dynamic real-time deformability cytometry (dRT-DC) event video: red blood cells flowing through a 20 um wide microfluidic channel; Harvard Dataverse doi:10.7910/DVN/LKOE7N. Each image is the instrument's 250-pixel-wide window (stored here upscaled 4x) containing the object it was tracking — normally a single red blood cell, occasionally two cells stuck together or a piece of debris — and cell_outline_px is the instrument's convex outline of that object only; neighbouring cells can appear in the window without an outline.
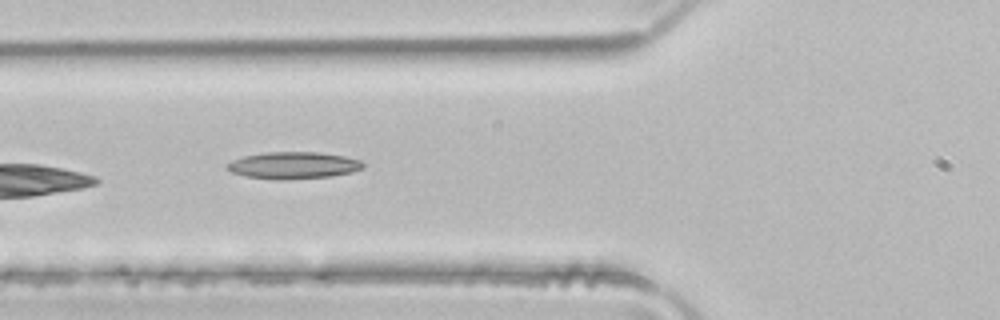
{"species": "common noctule bat (a hibernating species)", "species_latin": "Nyctalus noctula", "temperature_condition": "room temperature", "stored_images_in_passage": 5, "camera_frame_rate_fps": 3000, "um_per_image_px": 0.085, "animal": {"sex": "male", "body_mass_g": 21.5, "forearm_length_mm": 52.0}, "frame": {"image": 1, "passage_image": 4, "time_ms": 1.0, "image_size_px": [1000, 320], "cell_outline_px": [[364, 168], [352, 172], [332, 176], [280, 180], [276, 180], [244, 176], [232, 172], [228, 168], [228, 164], [232, 160], [244, 156], [268, 152], [316, 152], [344, 156], [360, 160], [364, 164]], "centroid_in_image_um": [24.96, 14.06], "position_along_channel_um": 100.8, "area_um2": 21.21}}
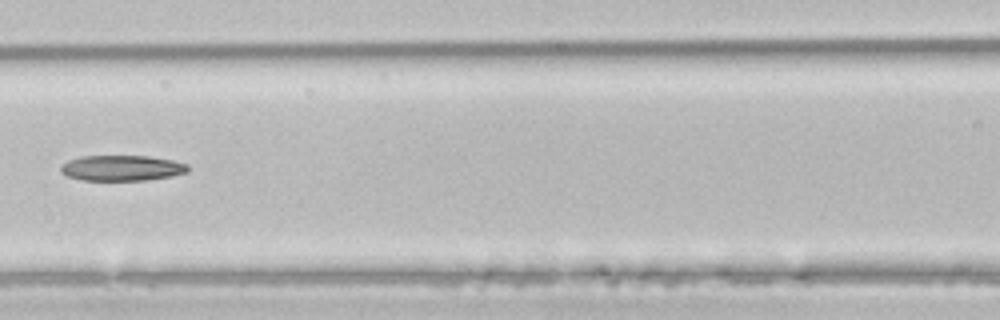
{"frame": {"image": 2, "passage_image": 5, "time_ms": 1.333, "image_size_px": [1000, 320], "cell_outline_px": [[188, 172], [172, 176], [148, 180], [80, 180], [68, 176], [60, 172], [60, 168], [68, 160], [80, 156], [148, 156], [172, 160], [188, 164]], "centroid_in_image_um": [10.36, 14.28], "position_along_channel_um": 156.2, "area_um2": 18.96}}